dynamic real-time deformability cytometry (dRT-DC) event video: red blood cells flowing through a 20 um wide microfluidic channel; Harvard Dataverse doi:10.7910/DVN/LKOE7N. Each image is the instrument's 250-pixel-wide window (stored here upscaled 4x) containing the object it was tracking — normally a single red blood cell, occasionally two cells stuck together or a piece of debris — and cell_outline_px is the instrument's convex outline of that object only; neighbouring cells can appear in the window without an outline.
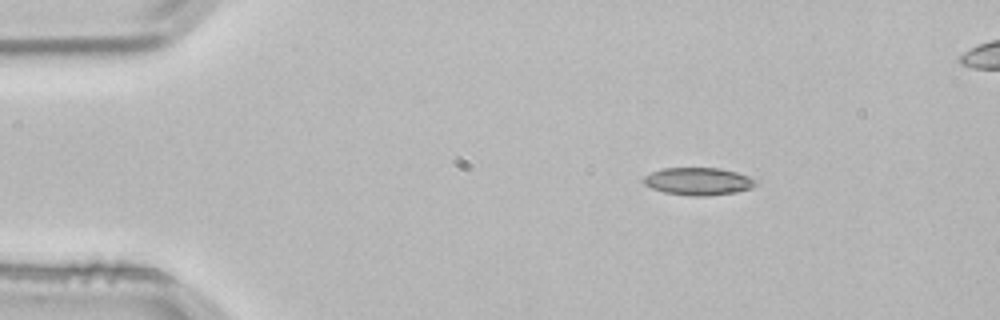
{"species": "common noctule bat (a hibernating species)", "species_latin": "Nyctalus noctula", "temperature_condition": "room temperature", "stored_images_in_passage": 2, "camera_frame_rate_fps": 3000, "um_per_image_px": 0.085, "animal": {"sex": "male", "body_mass_g": 21.5, "forearm_length_mm": 52.0}, "frame": {"image": 1, "passage_image": 1, "time_ms": 0.0, "image_size_px": [1000, 320], "cell_outline_px": [[760, 184], [752, 188], [736, 192], [704, 196], [692, 196], [664, 192], [652, 188], [644, 184], [644, 176], [652, 172], [664, 168], [720, 168], [736, 172], [760, 180]], "centroid_in_image_um": [59.43, 15.41], "position_along_channel_um": 25.6, "area_um2": 18.09}}